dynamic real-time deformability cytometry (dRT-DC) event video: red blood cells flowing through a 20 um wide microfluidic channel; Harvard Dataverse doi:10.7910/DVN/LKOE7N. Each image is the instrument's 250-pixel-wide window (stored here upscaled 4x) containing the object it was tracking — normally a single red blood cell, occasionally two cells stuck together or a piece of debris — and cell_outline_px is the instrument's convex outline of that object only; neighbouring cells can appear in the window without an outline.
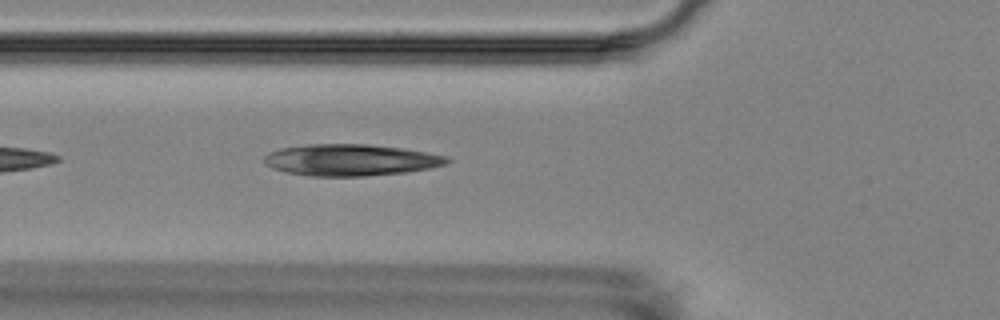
{"species": "Egyptian fruit bat (a non-hibernating species)", "species_latin": "Rousettus aegyptiacus", "temperature_condition": "room temperature", "stored_images_in_passage": 6, "camera_frame_rate_fps": 3000, "um_per_image_px": 0.085, "animal": {"sex": "female"}, "frame": {"image": 1, "passage_image": 5, "time_ms": 5.0, "image_size_px": [1000, 320], "cell_outline_px": [[452, 160], [448, 164], [428, 168], [404, 172], [364, 176], [312, 176], [288, 172], [272, 168], [264, 164], [264, 156], [268, 152], [280, 148], [308, 144], [368, 144], [404, 148], [448, 156]], "centroid_in_image_um": [29.81, 13.59], "position_along_channel_um": 96.0, "area_um2": 33.7}}